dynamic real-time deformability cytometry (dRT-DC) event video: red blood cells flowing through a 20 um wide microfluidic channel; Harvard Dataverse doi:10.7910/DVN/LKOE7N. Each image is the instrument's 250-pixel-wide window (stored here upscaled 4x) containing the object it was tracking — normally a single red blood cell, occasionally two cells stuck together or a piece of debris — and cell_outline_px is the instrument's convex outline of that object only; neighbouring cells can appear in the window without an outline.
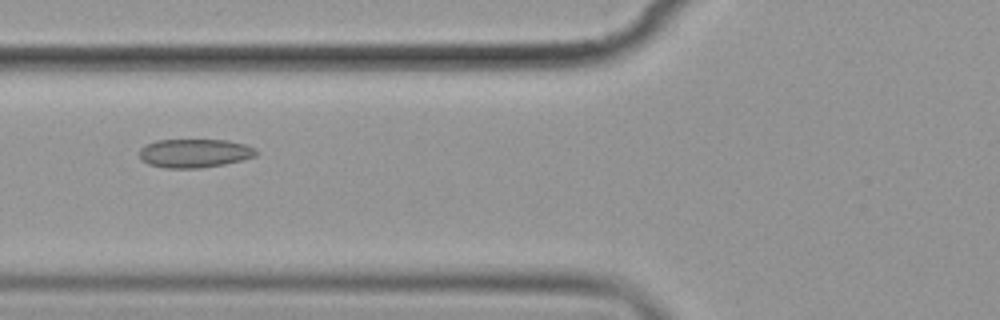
{"species": "common noctule bat (a hibernating species)", "species_latin": "Nyctalus noctula", "temperature_condition": "cold", "stored_images_in_passage": 4, "camera_frame_rate_fps": 3000, "um_per_image_px": 0.085, "animal": {"sex": "female", "body_mass_g": 19.9}, "frame": {"image": 1, "passage_image": 4, "time_ms": 3.333, "image_size_px": [1000, 320], "cell_outline_px": [[256, 156], [224, 164], [200, 168], [164, 168], [148, 164], [140, 160], [140, 148], [144, 144], [156, 140], [228, 140], [244, 144], [252, 148], [256, 152]], "centroid_in_image_um": [16.46, 13.02], "position_along_channel_um": 109.3, "area_um2": 19.48}}